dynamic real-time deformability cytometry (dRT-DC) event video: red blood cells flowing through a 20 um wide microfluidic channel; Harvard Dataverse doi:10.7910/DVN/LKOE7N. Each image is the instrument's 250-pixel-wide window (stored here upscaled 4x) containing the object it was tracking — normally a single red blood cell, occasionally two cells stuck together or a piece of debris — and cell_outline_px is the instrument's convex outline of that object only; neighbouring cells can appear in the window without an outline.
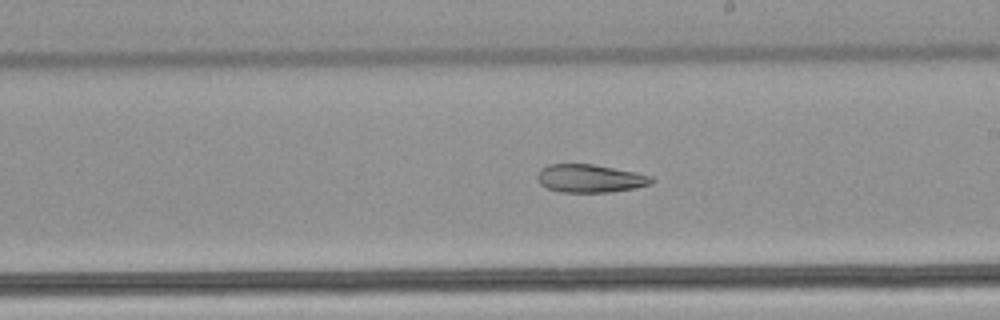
{"species": "common noctule bat (a hibernating species)", "species_latin": "Nyctalus noctula", "temperature_condition": "warm", "stored_images_in_passage": 27, "camera_frame_rate_fps": 3000, "um_per_image_px": 0.085, "animal": {"sex": "male", "body_mass_g": 21.5, "forearm_length_mm": 52.0}, "frame": {"image": 1, "passage_image": 16, "time_ms": 5.0, "image_size_px": [1000, 320], "cell_outline_px": [[656, 180], [652, 184], [636, 188], [608, 192], [560, 192], [548, 188], [540, 184], [536, 176], [540, 168], [548, 164], [592, 164], [652, 176]], "centroid_in_image_um": [50.14, 15.17], "position_along_channel_um": 238.9, "area_um2": 18.67}}
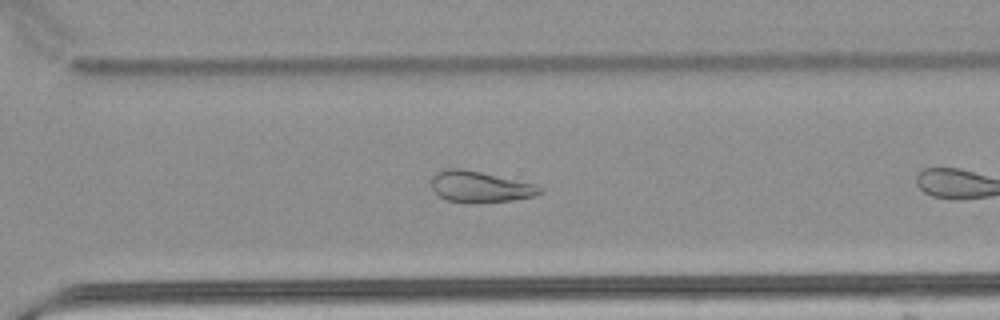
{"frame": {"image": 2, "passage_image": 23, "time_ms": 7.333, "image_size_px": [1000, 320], "cell_outline_px": [[544, 192], [536, 196], [512, 200], [448, 200], [440, 196], [432, 188], [432, 176], [448, 168], [460, 168], [480, 172], [532, 184], [544, 188]], "centroid_in_image_um": [40.84, 15.84], "position_along_channel_um": 329.8, "area_um2": 18.55}}